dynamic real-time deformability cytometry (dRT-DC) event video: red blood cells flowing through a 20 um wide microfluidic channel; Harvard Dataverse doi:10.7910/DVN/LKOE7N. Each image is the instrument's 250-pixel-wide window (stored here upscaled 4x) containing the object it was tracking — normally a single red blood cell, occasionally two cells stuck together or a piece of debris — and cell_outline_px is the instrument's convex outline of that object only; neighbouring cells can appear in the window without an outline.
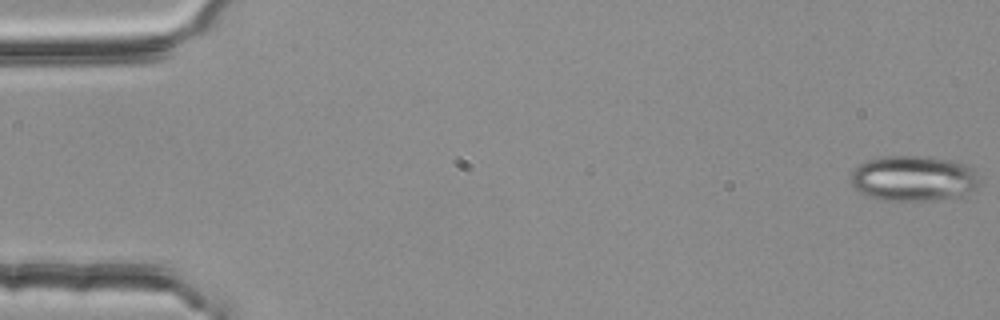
{"species": "common noctule bat (a hibernating species)", "species_latin": "Nyctalus noctula", "temperature_condition": "room temperature", "stored_images_in_passage": 54, "camera_frame_rate_fps": 3000, "um_per_image_px": 0.085, "animal": {"sex": "female", "body_mass_g": 25.1}, "frame": {"image": 1, "passage_image": 1, "time_ms": 0.0, "image_size_px": [1000, 320], "cell_outline_px": [[980, 184], [976, 188], [960, 196], [924, 200], [884, 200], [868, 196], [860, 192], [852, 184], [852, 172], [860, 164], [868, 160], [884, 156], [928, 156], [948, 160], [964, 164], [972, 168]], "centroid_in_image_um": [77.64, 15.15], "position_along_channel_um": 7.4, "area_um2": 33.58}}
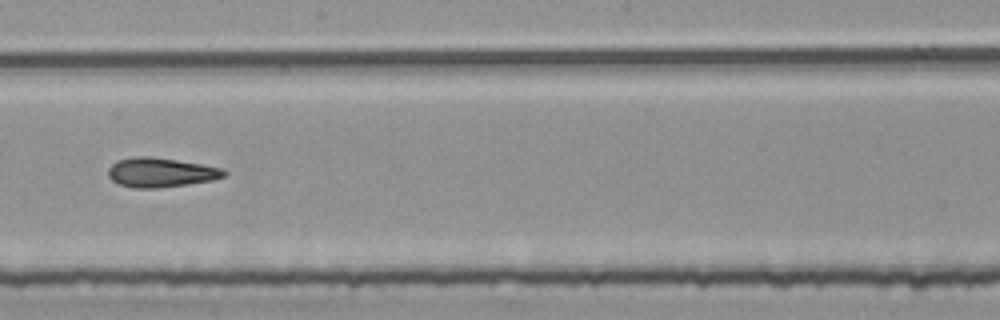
{"frame": {"image": 2, "passage_image": 31, "time_ms": 10.0, "image_size_px": [1000, 320], "cell_outline_px": [[228, 172], [224, 176], [212, 180], [156, 188], [132, 188], [120, 184], [112, 180], [108, 176], [108, 168], [116, 160], [136, 156], [148, 156], [176, 160], [200, 164], [220, 168]], "centroid_in_image_um": [13.61, 14.65], "position_along_channel_um": 234.6, "area_um2": 19.59}}
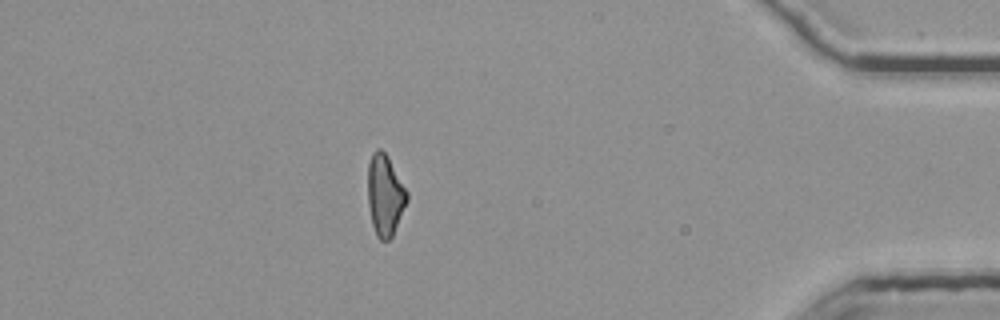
{"frame": {"image": 3, "passage_image": 48, "time_ms": 15.667, "image_size_px": [1000, 320], "cell_outline_px": [[408, 200], [392, 236], [388, 240], [380, 240], [376, 236], [372, 224], [368, 204], [368, 164], [372, 152], [376, 148], [380, 148], [388, 156], [408, 192]], "centroid_in_image_um": [32.72, 16.57], "position_along_channel_um": 402.5, "area_um2": 18.55}, "authors_computed_cell_mechanics": {"area_um2": 19.6809, "velocity_mm_per_s": 3.797, "shape_relaxation_time_tau1_ms": null, "shape_relaxation_time_tau2_ms": 5.378, "deformation_change_tau1": null, "deformation_change_tau2": 0.1683}}